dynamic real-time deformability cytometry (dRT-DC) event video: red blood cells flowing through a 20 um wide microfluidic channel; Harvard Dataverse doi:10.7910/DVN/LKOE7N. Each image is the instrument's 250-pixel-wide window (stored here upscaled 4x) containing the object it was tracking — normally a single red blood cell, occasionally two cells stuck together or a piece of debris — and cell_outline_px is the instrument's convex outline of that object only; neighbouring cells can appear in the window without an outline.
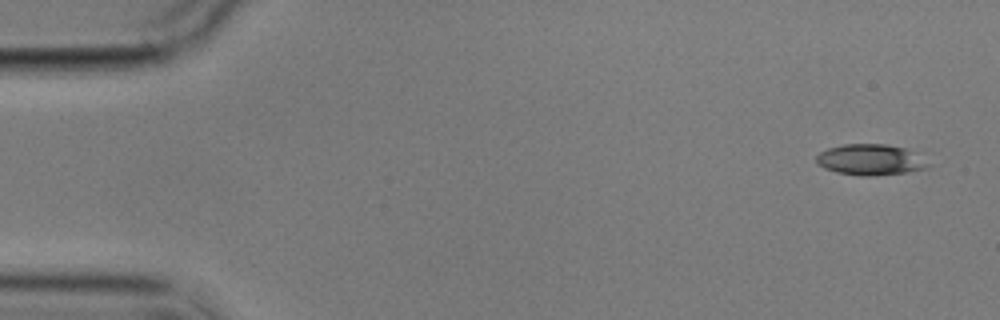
{"species": "common noctule bat (a hibernating species)", "species_latin": "Nyctalus noctula", "temperature_condition": "cold", "stored_images_in_passage": 4, "camera_frame_rate_fps": 3000, "um_per_image_px": 0.085, "animal": {"sex": "male", "body_mass_g": 17.9}, "frame": {"image": 1, "passage_image": 1, "time_ms": 0.0, "image_size_px": [1000, 320], "cell_outline_px": [[928, 164], [924, 168], [908, 172], [872, 176], [860, 176], [836, 172], [824, 168], [816, 164], [816, 156], [820, 152], [828, 148], [844, 144], [884, 144], [904, 148]], "centroid_in_image_um": [73.86, 13.58], "position_along_channel_um": 11.1, "area_um2": 19.71}}